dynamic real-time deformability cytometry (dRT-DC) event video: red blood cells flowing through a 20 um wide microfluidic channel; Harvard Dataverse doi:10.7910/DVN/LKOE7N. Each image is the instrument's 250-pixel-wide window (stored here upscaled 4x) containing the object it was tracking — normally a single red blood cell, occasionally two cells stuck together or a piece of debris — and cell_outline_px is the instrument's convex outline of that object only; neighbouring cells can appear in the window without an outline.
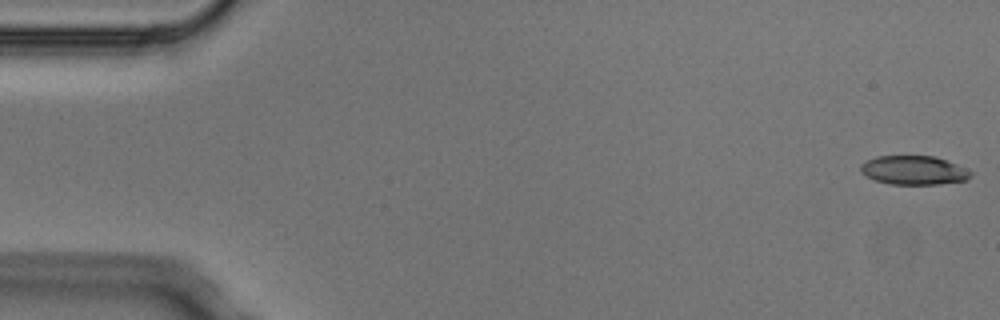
{"species": "Egyptian fruit bat (a non-hibernating species)", "species_latin": "Rousettus aegyptiacus", "temperature_condition": "cold", "stored_images_in_passage": 6, "camera_frame_rate_fps": 3000, "um_per_image_px": 0.085, "animal": {"sex": "male"}, "frame": {"image": 1, "passage_image": 1, "time_ms": 0.0, "image_size_px": [1000, 320], "cell_outline_px": [[972, 176], [964, 180], [936, 184], [892, 184], [876, 180], [860, 172], [860, 164], [876, 156], [936, 156], [956, 164], [972, 172]], "centroid_in_image_um": [77.66, 14.46], "position_along_channel_um": 7.3, "area_um2": 18.32}}